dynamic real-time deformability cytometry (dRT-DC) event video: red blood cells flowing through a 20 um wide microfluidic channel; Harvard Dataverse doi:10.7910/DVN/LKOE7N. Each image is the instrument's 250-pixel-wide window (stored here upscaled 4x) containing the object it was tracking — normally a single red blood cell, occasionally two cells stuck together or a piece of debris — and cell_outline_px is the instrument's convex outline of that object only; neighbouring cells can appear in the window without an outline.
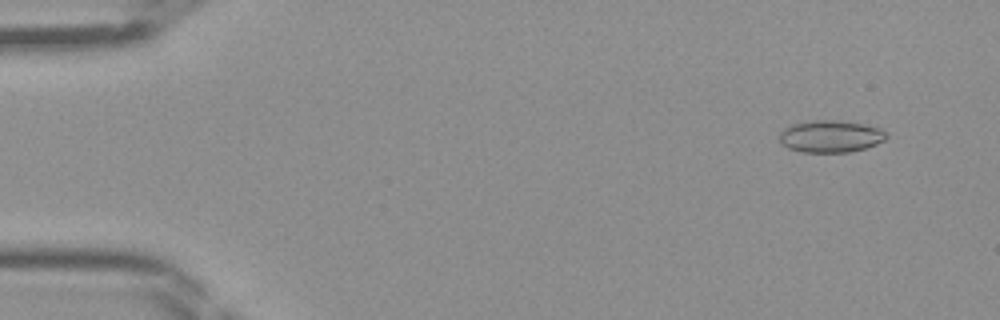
{"species": "Egyptian fruit bat (a non-hibernating species)", "species_latin": "Rousettus aegyptiacus", "temperature_condition": "room temperature", "stored_images_in_passage": 34, "camera_frame_rate_fps": 3000, "um_per_image_px": 0.085, "frame": {"image": 1, "passage_image": 4, "time_ms": 1.0, "image_size_px": [1000, 320], "cell_outline_px": [[888, 136], [884, 140], [876, 144], [864, 148], [848, 152], [804, 152], [788, 148], [780, 140], [780, 132], [784, 128], [792, 124], [812, 120], [836, 120], [864, 124], [880, 128]], "centroid_in_image_um": [70.6, 11.58], "position_along_channel_um": 14.4, "area_um2": 19.83}}
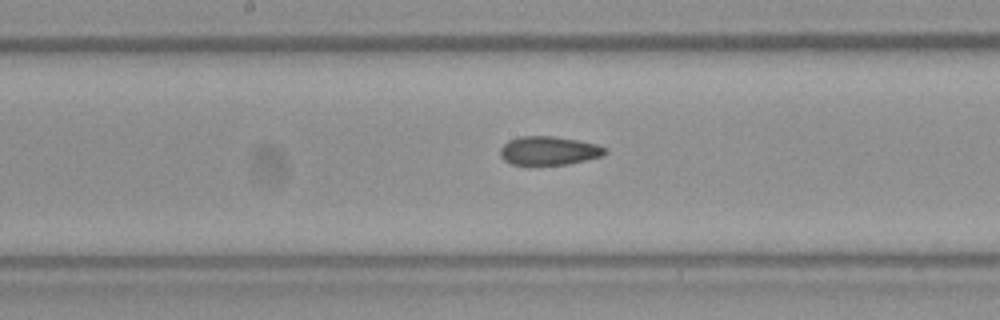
{"frame": {"image": 2, "passage_image": 24, "time_ms": 7.667, "image_size_px": [1000, 320], "cell_outline_px": [[608, 152], [604, 156], [568, 164], [512, 164], [504, 160], [500, 156], [500, 148], [508, 140], [520, 136], [552, 136], [576, 140], [596, 144], [608, 148]], "centroid_in_image_um": [46.68, 12.8], "position_along_channel_um": 201.5, "area_um2": 17.51}}
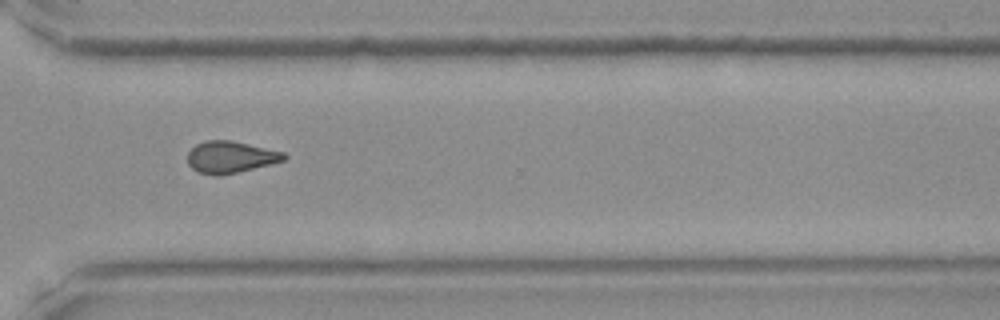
{"frame": {"image": 3, "passage_image": 34, "time_ms": 11.0, "image_size_px": [1000, 320], "cell_outline_px": [[288, 156], [284, 160], [272, 164], [220, 176], [212, 176], [196, 172], [188, 164], [188, 152], [196, 144], [208, 140], [232, 140], [284, 152]], "centroid_in_image_um": [19.58, 13.36], "position_along_channel_um": 351.0, "area_um2": 18.03}}